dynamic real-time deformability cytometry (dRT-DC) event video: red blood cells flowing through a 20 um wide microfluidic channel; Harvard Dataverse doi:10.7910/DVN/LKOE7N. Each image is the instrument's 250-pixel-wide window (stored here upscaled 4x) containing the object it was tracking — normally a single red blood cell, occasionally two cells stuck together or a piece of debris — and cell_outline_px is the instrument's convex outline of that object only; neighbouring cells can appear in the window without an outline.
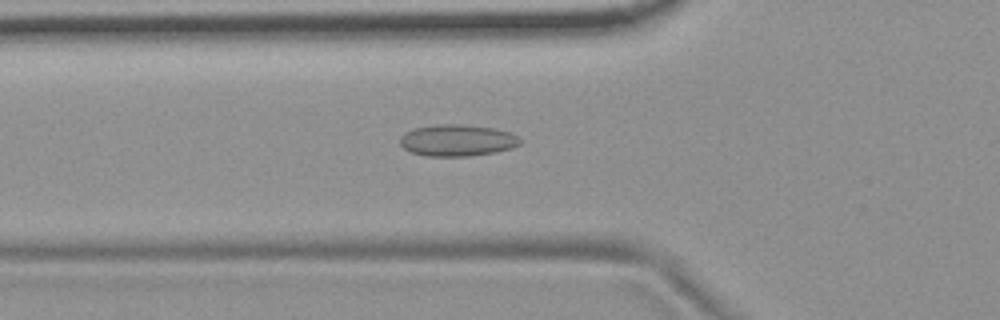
{"species": "common noctule bat (a hibernating species)", "species_latin": "Nyctalus noctula", "temperature_condition": "room temperature", "stored_images_in_passage": 54, "camera_frame_rate_fps": 3000, "um_per_image_px": 0.085, "animal": {"sex": "female", "body_mass_g": 19.9}, "frame": {"image": 1, "passage_image": 19, "time_ms": 6.0, "image_size_px": [1000, 320], "cell_outline_px": [[520, 144], [512, 148], [496, 152], [468, 156], [428, 156], [412, 152], [404, 148], [400, 144], [400, 136], [416, 128], [436, 124], [460, 124], [492, 128], [508, 132], [516, 136], [520, 140]], "centroid_in_image_um": [38.86, 11.93], "position_along_channel_um": 86.9, "area_um2": 21.85}}
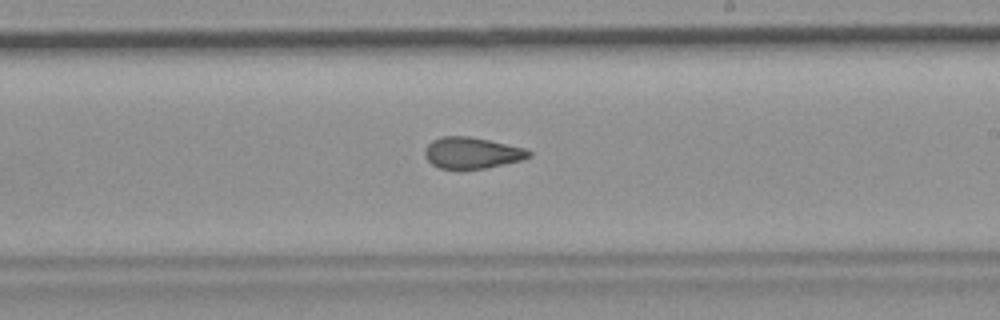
{"frame": {"image": 2, "passage_image": 32, "time_ms": 10.333, "image_size_px": [1000, 320], "cell_outline_px": [[532, 156], [520, 160], [484, 168], [440, 168], [432, 164], [424, 156], [424, 148], [432, 140], [440, 136], [468, 136], [488, 140], [524, 148], [532, 152]], "centroid_in_image_um": [40.07, 12.98], "position_along_channel_um": 248.9, "area_um2": 18.73}}
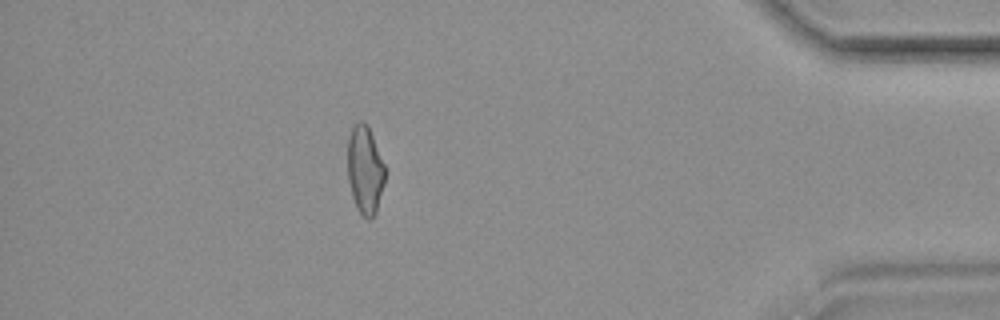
{"frame": {"image": 3, "passage_image": 48, "time_ms": 15.667, "image_size_px": [1000, 320], "cell_outline_px": [[388, 168], [384, 184], [376, 212], [372, 220], [368, 220], [356, 208], [352, 196], [348, 180], [348, 136], [352, 128], [360, 120], [364, 120], [368, 124]], "centroid_in_image_um": [31.06, 14.41], "position_along_channel_um": 404.1, "area_um2": 19.88}, "authors_computed_cell_mechanics": {"area_um2": 20.2011, "velocity_mm_per_s": 3.7426, "shape_relaxation_time_tau1_ms": null, "shape_relaxation_time_tau2_ms": 1.9528, "deformation_change_tau1": null, "deformation_change_tau2": 0.0894}}